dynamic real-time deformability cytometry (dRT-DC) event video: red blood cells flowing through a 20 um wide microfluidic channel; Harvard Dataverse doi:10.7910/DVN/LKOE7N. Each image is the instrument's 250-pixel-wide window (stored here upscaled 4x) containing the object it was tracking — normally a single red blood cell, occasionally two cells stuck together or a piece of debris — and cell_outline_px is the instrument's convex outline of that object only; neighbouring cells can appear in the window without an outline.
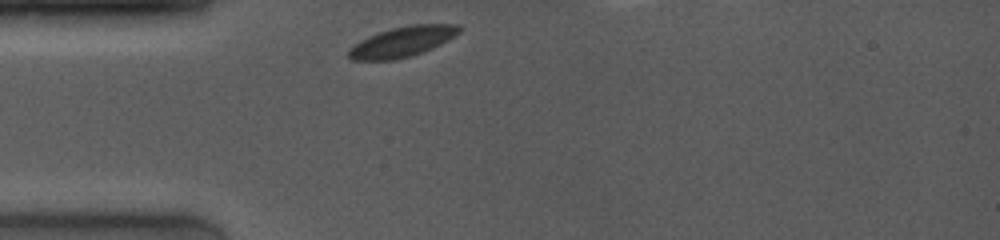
{"species": "common noctule bat (a hibernating species)", "species_latin": "Nyctalus noctula", "temperature_condition": "room temperature", "stored_images_in_passage": 1, "camera_frame_rate_fps": 4000, "um_per_image_px": 0.085, "animal": {"sex": "female", "body_mass_g": 19.0, "forearm_length_mm": 53.3}, "frame": {"image": 1, "passage_image": 1, "time_ms": 0.0, "image_size_px": [1000, 240], "cell_outline_px": [[460, 32], [448, 40], [424, 52], [412, 56], [396, 60], [352, 60], [348, 56], [348, 48], [360, 40], [368, 36], [392, 28], [408, 24], [456, 24], [460, 28]], "centroid_in_image_um": [34.18, 3.55], "position_along_channel_um": 50.8, "area_um2": 19.59}}